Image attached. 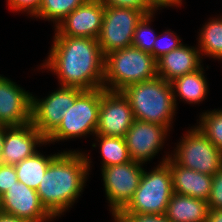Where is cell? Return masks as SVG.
Listing matches in <instances>:
<instances>
[{"label": "cell", "instance_id": "6da1fadb", "mask_svg": "<svg viewBox=\"0 0 222 222\" xmlns=\"http://www.w3.org/2000/svg\"><path fill=\"white\" fill-rule=\"evenodd\" d=\"M51 47L42 68L56 73L61 86L83 91L103 88L105 56L97 39L54 36Z\"/></svg>", "mask_w": 222, "mask_h": 222}, {"label": "cell", "instance_id": "7a4b0ae2", "mask_svg": "<svg viewBox=\"0 0 222 222\" xmlns=\"http://www.w3.org/2000/svg\"><path fill=\"white\" fill-rule=\"evenodd\" d=\"M90 159L76 151H63L49 164L36 190L41 204L55 218L74 205L82 192Z\"/></svg>", "mask_w": 222, "mask_h": 222}, {"label": "cell", "instance_id": "3957f363", "mask_svg": "<svg viewBox=\"0 0 222 222\" xmlns=\"http://www.w3.org/2000/svg\"><path fill=\"white\" fill-rule=\"evenodd\" d=\"M121 92L128 99L136 120L170 129L177 106L170 82L157 77L128 85Z\"/></svg>", "mask_w": 222, "mask_h": 222}, {"label": "cell", "instance_id": "277c9868", "mask_svg": "<svg viewBox=\"0 0 222 222\" xmlns=\"http://www.w3.org/2000/svg\"><path fill=\"white\" fill-rule=\"evenodd\" d=\"M157 77V61L148 52L129 46L105 55L103 88L108 91Z\"/></svg>", "mask_w": 222, "mask_h": 222}, {"label": "cell", "instance_id": "5b68a950", "mask_svg": "<svg viewBox=\"0 0 222 222\" xmlns=\"http://www.w3.org/2000/svg\"><path fill=\"white\" fill-rule=\"evenodd\" d=\"M170 155L160 162L154 170L144 169L140 184L128 204L118 214H157L166 213L173 194Z\"/></svg>", "mask_w": 222, "mask_h": 222}, {"label": "cell", "instance_id": "8992f818", "mask_svg": "<svg viewBox=\"0 0 222 222\" xmlns=\"http://www.w3.org/2000/svg\"><path fill=\"white\" fill-rule=\"evenodd\" d=\"M102 88L83 91L66 109L59 126L46 138V143L95 134L98 126Z\"/></svg>", "mask_w": 222, "mask_h": 222}, {"label": "cell", "instance_id": "52a82bcc", "mask_svg": "<svg viewBox=\"0 0 222 222\" xmlns=\"http://www.w3.org/2000/svg\"><path fill=\"white\" fill-rule=\"evenodd\" d=\"M175 151L171 158L185 168L211 176L222 168V152L198 127L187 131Z\"/></svg>", "mask_w": 222, "mask_h": 222}, {"label": "cell", "instance_id": "ba28073f", "mask_svg": "<svg viewBox=\"0 0 222 222\" xmlns=\"http://www.w3.org/2000/svg\"><path fill=\"white\" fill-rule=\"evenodd\" d=\"M145 14L126 7L104 6V17L97 38L103 55L132 44L135 28Z\"/></svg>", "mask_w": 222, "mask_h": 222}, {"label": "cell", "instance_id": "9c48e42d", "mask_svg": "<svg viewBox=\"0 0 222 222\" xmlns=\"http://www.w3.org/2000/svg\"><path fill=\"white\" fill-rule=\"evenodd\" d=\"M142 163L130 161L103 167L102 177L110 211L115 217L131 200L144 172Z\"/></svg>", "mask_w": 222, "mask_h": 222}, {"label": "cell", "instance_id": "30bf717a", "mask_svg": "<svg viewBox=\"0 0 222 222\" xmlns=\"http://www.w3.org/2000/svg\"><path fill=\"white\" fill-rule=\"evenodd\" d=\"M82 92L83 90L78 88L61 86L42 100L33 95L31 123L47 138L61 123L66 109L74 104Z\"/></svg>", "mask_w": 222, "mask_h": 222}, {"label": "cell", "instance_id": "8fae6325", "mask_svg": "<svg viewBox=\"0 0 222 222\" xmlns=\"http://www.w3.org/2000/svg\"><path fill=\"white\" fill-rule=\"evenodd\" d=\"M134 120L133 110L123 93L102 88L98 126L95 135L124 138Z\"/></svg>", "mask_w": 222, "mask_h": 222}, {"label": "cell", "instance_id": "7c38bea8", "mask_svg": "<svg viewBox=\"0 0 222 222\" xmlns=\"http://www.w3.org/2000/svg\"><path fill=\"white\" fill-rule=\"evenodd\" d=\"M168 130L166 126L135 119L124 136L131 160L142 164L150 161L162 149Z\"/></svg>", "mask_w": 222, "mask_h": 222}, {"label": "cell", "instance_id": "4fadbf2b", "mask_svg": "<svg viewBox=\"0 0 222 222\" xmlns=\"http://www.w3.org/2000/svg\"><path fill=\"white\" fill-rule=\"evenodd\" d=\"M104 17V5L99 0H87L55 25L54 36L97 39Z\"/></svg>", "mask_w": 222, "mask_h": 222}, {"label": "cell", "instance_id": "5bb4252c", "mask_svg": "<svg viewBox=\"0 0 222 222\" xmlns=\"http://www.w3.org/2000/svg\"><path fill=\"white\" fill-rule=\"evenodd\" d=\"M1 208L6 214L32 222H49L53 219L41 204L37 191L19 181L1 196Z\"/></svg>", "mask_w": 222, "mask_h": 222}, {"label": "cell", "instance_id": "9a60e30c", "mask_svg": "<svg viewBox=\"0 0 222 222\" xmlns=\"http://www.w3.org/2000/svg\"><path fill=\"white\" fill-rule=\"evenodd\" d=\"M32 94L0 75V124L21 126L31 122Z\"/></svg>", "mask_w": 222, "mask_h": 222}, {"label": "cell", "instance_id": "2e32d148", "mask_svg": "<svg viewBox=\"0 0 222 222\" xmlns=\"http://www.w3.org/2000/svg\"><path fill=\"white\" fill-rule=\"evenodd\" d=\"M46 144V138L30 122L21 126H5L1 164L15 165L37 152V145Z\"/></svg>", "mask_w": 222, "mask_h": 222}, {"label": "cell", "instance_id": "e0dca14e", "mask_svg": "<svg viewBox=\"0 0 222 222\" xmlns=\"http://www.w3.org/2000/svg\"><path fill=\"white\" fill-rule=\"evenodd\" d=\"M199 48L181 44L157 60L158 77L171 82L185 74L192 73L201 67Z\"/></svg>", "mask_w": 222, "mask_h": 222}, {"label": "cell", "instance_id": "ac0fdd59", "mask_svg": "<svg viewBox=\"0 0 222 222\" xmlns=\"http://www.w3.org/2000/svg\"><path fill=\"white\" fill-rule=\"evenodd\" d=\"M167 162L170 164L173 193L191 196L207 201L212 187V176L176 163L170 156Z\"/></svg>", "mask_w": 222, "mask_h": 222}, {"label": "cell", "instance_id": "d6986e66", "mask_svg": "<svg viewBox=\"0 0 222 222\" xmlns=\"http://www.w3.org/2000/svg\"><path fill=\"white\" fill-rule=\"evenodd\" d=\"M208 211L207 201L173 193L165 216L171 222H205Z\"/></svg>", "mask_w": 222, "mask_h": 222}, {"label": "cell", "instance_id": "ffe728a7", "mask_svg": "<svg viewBox=\"0 0 222 222\" xmlns=\"http://www.w3.org/2000/svg\"><path fill=\"white\" fill-rule=\"evenodd\" d=\"M203 72L204 69L203 66H201L198 70L185 74L170 82L175 103L177 101V96L181 97L180 99L187 101L189 104L200 103L206 98L208 83Z\"/></svg>", "mask_w": 222, "mask_h": 222}, {"label": "cell", "instance_id": "44dd1931", "mask_svg": "<svg viewBox=\"0 0 222 222\" xmlns=\"http://www.w3.org/2000/svg\"><path fill=\"white\" fill-rule=\"evenodd\" d=\"M45 157L39 151L14 165L19 182L37 190L51 161L58 155Z\"/></svg>", "mask_w": 222, "mask_h": 222}, {"label": "cell", "instance_id": "7402d4cb", "mask_svg": "<svg viewBox=\"0 0 222 222\" xmlns=\"http://www.w3.org/2000/svg\"><path fill=\"white\" fill-rule=\"evenodd\" d=\"M200 30V55H207L222 60V17L210 20ZM203 52V53H201Z\"/></svg>", "mask_w": 222, "mask_h": 222}, {"label": "cell", "instance_id": "603a6c76", "mask_svg": "<svg viewBox=\"0 0 222 222\" xmlns=\"http://www.w3.org/2000/svg\"><path fill=\"white\" fill-rule=\"evenodd\" d=\"M102 154V168L124 164L131 161L128 148L123 137L96 135Z\"/></svg>", "mask_w": 222, "mask_h": 222}, {"label": "cell", "instance_id": "cb8c5ba5", "mask_svg": "<svg viewBox=\"0 0 222 222\" xmlns=\"http://www.w3.org/2000/svg\"><path fill=\"white\" fill-rule=\"evenodd\" d=\"M87 0H42L36 18H44L55 22L57 25L68 14L75 10Z\"/></svg>", "mask_w": 222, "mask_h": 222}, {"label": "cell", "instance_id": "d4e9b609", "mask_svg": "<svg viewBox=\"0 0 222 222\" xmlns=\"http://www.w3.org/2000/svg\"><path fill=\"white\" fill-rule=\"evenodd\" d=\"M197 127L222 152V109L204 112Z\"/></svg>", "mask_w": 222, "mask_h": 222}, {"label": "cell", "instance_id": "484cf974", "mask_svg": "<svg viewBox=\"0 0 222 222\" xmlns=\"http://www.w3.org/2000/svg\"><path fill=\"white\" fill-rule=\"evenodd\" d=\"M153 14L145 15L141 21L137 24L134 31V36L131 46L138 48L144 52H148L152 55L153 43L157 36L154 34L153 29L150 28L149 23L152 21Z\"/></svg>", "mask_w": 222, "mask_h": 222}, {"label": "cell", "instance_id": "4316f807", "mask_svg": "<svg viewBox=\"0 0 222 222\" xmlns=\"http://www.w3.org/2000/svg\"><path fill=\"white\" fill-rule=\"evenodd\" d=\"M164 34L165 36L157 35V38L153 43L152 56L156 61L163 55L177 49L182 44V42L180 43L181 39L177 35L175 36V33L172 31L167 30L164 32Z\"/></svg>", "mask_w": 222, "mask_h": 222}, {"label": "cell", "instance_id": "83f0119b", "mask_svg": "<svg viewBox=\"0 0 222 222\" xmlns=\"http://www.w3.org/2000/svg\"><path fill=\"white\" fill-rule=\"evenodd\" d=\"M207 203L210 210L222 209V168L212 176V187Z\"/></svg>", "mask_w": 222, "mask_h": 222}, {"label": "cell", "instance_id": "f1b7e54d", "mask_svg": "<svg viewBox=\"0 0 222 222\" xmlns=\"http://www.w3.org/2000/svg\"><path fill=\"white\" fill-rule=\"evenodd\" d=\"M104 6L126 7L143 12L145 15L155 13L144 0H99Z\"/></svg>", "mask_w": 222, "mask_h": 222}, {"label": "cell", "instance_id": "f546056e", "mask_svg": "<svg viewBox=\"0 0 222 222\" xmlns=\"http://www.w3.org/2000/svg\"><path fill=\"white\" fill-rule=\"evenodd\" d=\"M115 222H171L165 214H117Z\"/></svg>", "mask_w": 222, "mask_h": 222}, {"label": "cell", "instance_id": "4dcf8cb0", "mask_svg": "<svg viewBox=\"0 0 222 222\" xmlns=\"http://www.w3.org/2000/svg\"><path fill=\"white\" fill-rule=\"evenodd\" d=\"M18 181L14 165L0 163V197Z\"/></svg>", "mask_w": 222, "mask_h": 222}, {"label": "cell", "instance_id": "1f68e13d", "mask_svg": "<svg viewBox=\"0 0 222 222\" xmlns=\"http://www.w3.org/2000/svg\"><path fill=\"white\" fill-rule=\"evenodd\" d=\"M9 7L16 11L28 12L31 16H34L42 3V0H7Z\"/></svg>", "mask_w": 222, "mask_h": 222}, {"label": "cell", "instance_id": "d6a6232c", "mask_svg": "<svg viewBox=\"0 0 222 222\" xmlns=\"http://www.w3.org/2000/svg\"><path fill=\"white\" fill-rule=\"evenodd\" d=\"M144 2L153 10H159L160 7L180 6L182 0H144Z\"/></svg>", "mask_w": 222, "mask_h": 222}, {"label": "cell", "instance_id": "836d02e7", "mask_svg": "<svg viewBox=\"0 0 222 222\" xmlns=\"http://www.w3.org/2000/svg\"><path fill=\"white\" fill-rule=\"evenodd\" d=\"M205 222H222V209H209L208 216Z\"/></svg>", "mask_w": 222, "mask_h": 222}, {"label": "cell", "instance_id": "e575fe53", "mask_svg": "<svg viewBox=\"0 0 222 222\" xmlns=\"http://www.w3.org/2000/svg\"><path fill=\"white\" fill-rule=\"evenodd\" d=\"M0 222H32L21 217H16L15 215L6 214L0 212Z\"/></svg>", "mask_w": 222, "mask_h": 222}, {"label": "cell", "instance_id": "d590c367", "mask_svg": "<svg viewBox=\"0 0 222 222\" xmlns=\"http://www.w3.org/2000/svg\"><path fill=\"white\" fill-rule=\"evenodd\" d=\"M4 136H5V125L0 124V163L3 153Z\"/></svg>", "mask_w": 222, "mask_h": 222}, {"label": "cell", "instance_id": "8d00e7d4", "mask_svg": "<svg viewBox=\"0 0 222 222\" xmlns=\"http://www.w3.org/2000/svg\"><path fill=\"white\" fill-rule=\"evenodd\" d=\"M0 212H2V208H1V197H0Z\"/></svg>", "mask_w": 222, "mask_h": 222}]
</instances>
